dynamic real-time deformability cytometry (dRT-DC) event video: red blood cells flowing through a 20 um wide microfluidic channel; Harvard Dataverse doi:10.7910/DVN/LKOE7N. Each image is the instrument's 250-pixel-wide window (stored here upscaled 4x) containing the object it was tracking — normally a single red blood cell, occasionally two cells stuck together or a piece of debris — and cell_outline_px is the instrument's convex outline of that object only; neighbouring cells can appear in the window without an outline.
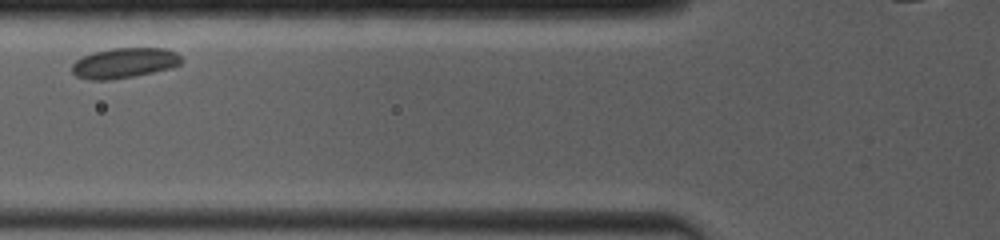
{"species": "common noctule bat (a hibernating species)", "species_latin": "Nyctalus noctula", "temperature_condition": "room temperature", "stored_images_in_passage": 11, "camera_frame_rate_fps": 4000, "um_per_image_px": 0.085, "animal": {"sex": "female", "body_mass_g": 19.0, "forearm_length_mm": 53.3}, "frame": {"image": 1, "passage_image": 2, "time_ms": 1.25, "image_size_px": [1000, 240], "cell_outline_px": [[180, 64], [172, 68], [132, 76], [108, 80], [88, 80], [76, 76], [72, 72], [72, 64], [76, 60], [92, 52], [112, 48], [168, 48], [176, 52], [180, 56]], "centroid_in_image_um": [10.55, 5.35], "position_along_channel_um": 115.2, "area_um2": 19.25}}
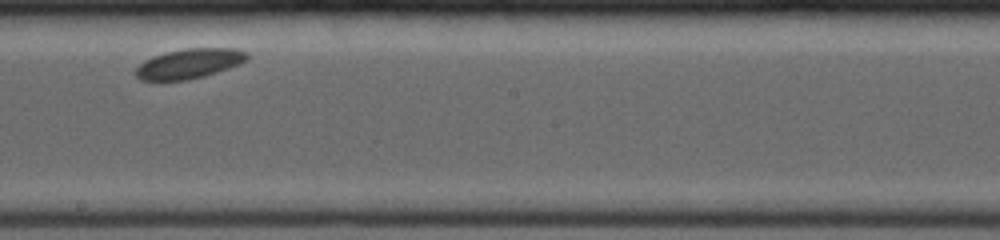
{"frame": {"image": 2, "passage_image": 5, "time_ms": 4.5, "image_size_px": [1000, 240], "cell_outline_px": [[248, 60], [240, 64], [204, 76], [188, 80], [160, 84], [140, 80], [132, 72], [144, 60], [152, 56], [164, 52], [184, 48], [240, 48], [248, 52]], "centroid_in_image_um": [16.01, 5.44], "position_along_channel_um": 232.2, "area_um2": 20.35}}
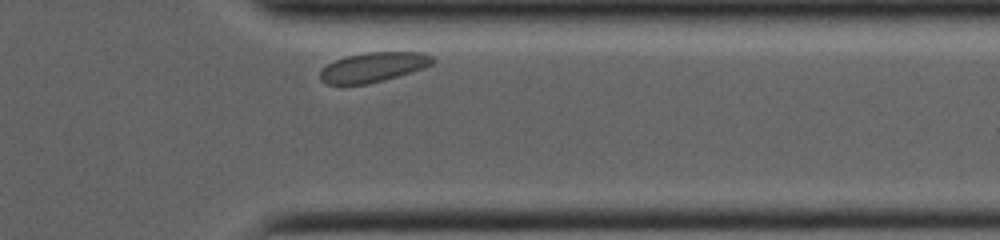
{"frame": {"image": 3, "passage_image": 10, "time_ms": 8.5, "image_size_px": [1000, 240], "cell_outline_px": [[436, 60], [432, 64], [424, 68], [384, 80], [368, 84], [324, 84], [320, 80], [320, 72], [328, 64], [336, 60], [348, 56], [364, 52], [424, 52], [432, 56]], "centroid_in_image_um": [31.76, 5.71], "position_along_channel_um": 379.6, "area_um2": 19.42}}